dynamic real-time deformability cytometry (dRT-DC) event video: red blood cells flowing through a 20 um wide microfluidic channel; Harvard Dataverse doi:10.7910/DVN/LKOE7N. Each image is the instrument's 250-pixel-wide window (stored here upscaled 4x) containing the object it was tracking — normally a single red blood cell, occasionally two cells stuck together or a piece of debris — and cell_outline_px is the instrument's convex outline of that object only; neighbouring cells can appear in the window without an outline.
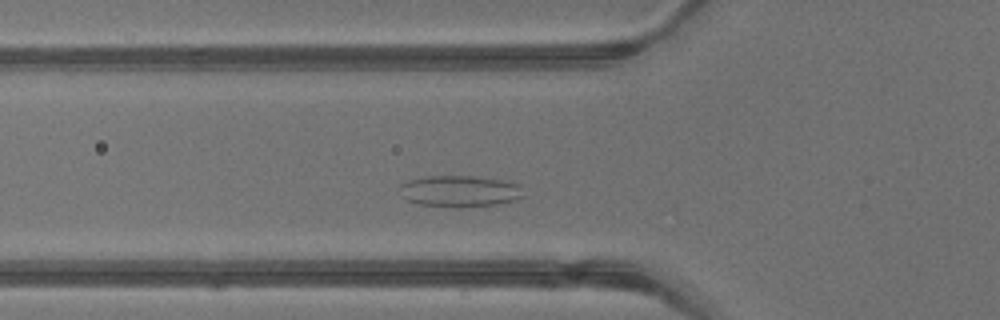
{"species": "common noctule bat (a hibernating species)", "species_latin": "Nyctalus noctula", "temperature_condition": "warm", "stored_images_in_passage": 32, "camera_frame_rate_fps": 3000, "um_per_image_px": 0.085, "animal": {"sex": "male", "body_mass_g": 13.3}, "frame": {"image": 1, "passage_image": 8, "time_ms": 2.333, "image_size_px": [1000, 320], "cell_outline_px": [[524, 196], [516, 200], [496, 204], [468, 208], [456, 208], [420, 204], [408, 200], [400, 196], [400, 184], [408, 180], [428, 176], [472, 176], [504, 180], [516, 184]], "centroid_in_image_um": [39.04, 16.26], "position_along_channel_um": 86.8, "area_um2": 22.77}}
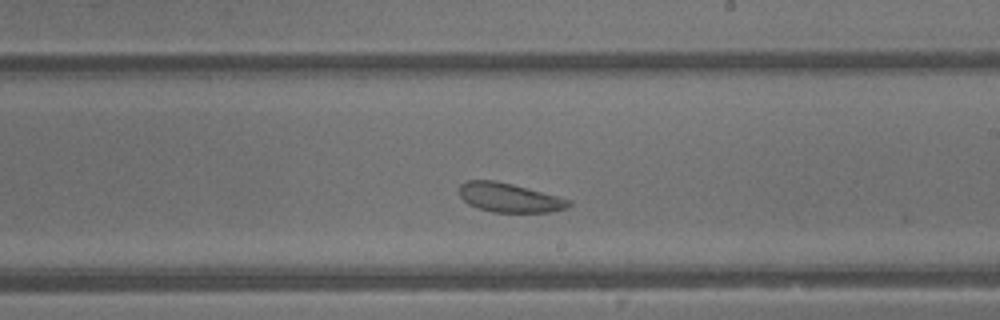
{"frame": {"image": 2, "passage_image": 18, "time_ms": 5.667, "image_size_px": [1000, 320], "cell_outline_px": [[572, 204], [568, 208], [552, 212], [492, 212], [468, 204], [460, 196], [460, 184], [464, 180], [492, 180], [512, 184], [556, 196], [568, 200]], "centroid_in_image_um": [43.27, 16.8], "position_along_channel_um": 245.7, "area_um2": 18.38}}
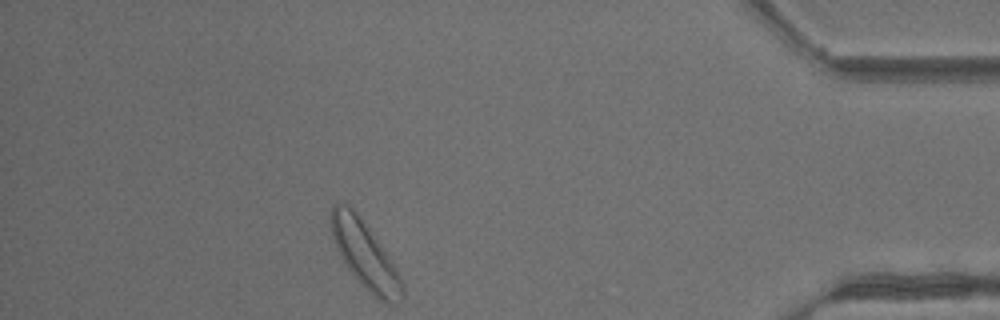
{"frame": {"image": 3, "passage_image": 31, "time_ms": 10.0, "image_size_px": [1000, 320], "cell_outline_px": [[404, 296], [400, 304], [388, 304], [380, 300], [348, 268], [332, 236], [332, 204], [344, 204], [352, 208], [356, 212], [388, 256], [396, 268], [400, 276], [404, 288]], "centroid_in_image_um": [31.08, 21.71], "position_along_channel_um": 404.1, "area_um2": 26.36}, "authors_computed_cell_mechanics": {"area_um2": 20.9236, "velocity_mm_per_s": 4.7634, "shape_relaxation_time_tau1_ms": null, "shape_relaxation_time_tau2_ms": 4.578, "deformation_change_tau1": null, "deformation_change_tau2": 0.1172}}